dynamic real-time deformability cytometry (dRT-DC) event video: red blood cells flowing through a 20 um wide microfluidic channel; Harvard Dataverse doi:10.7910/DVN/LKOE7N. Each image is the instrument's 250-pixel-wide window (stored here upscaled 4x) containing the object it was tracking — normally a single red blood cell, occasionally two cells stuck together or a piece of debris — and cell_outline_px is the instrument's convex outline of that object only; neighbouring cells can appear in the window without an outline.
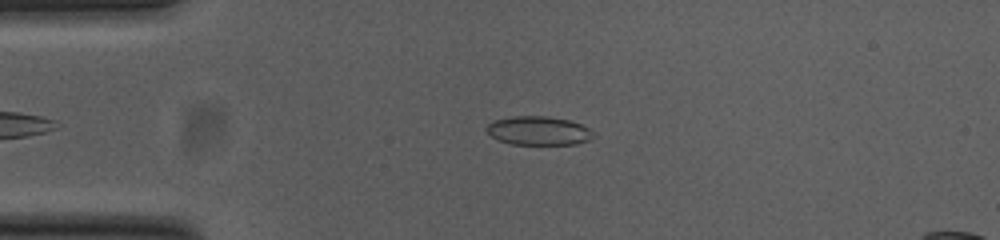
{"species": "common noctule bat (a hibernating species)", "species_latin": "Nyctalus noctula", "temperature_condition": "cold", "stored_images_in_passage": 42, "camera_frame_rate_fps": 3000, "um_per_image_px": 0.085, "animal": {"sex": "female", "body_mass_g": 23.0, "forearm_length_mm": 53.4}, "frame": {"image": 1, "passage_image": 7, "time_ms": 2.0, "image_size_px": [1000, 240], "cell_outline_px": [[596, 136], [588, 140], [576, 144], [512, 144], [500, 140], [492, 136], [484, 128], [492, 120], [512, 116], [548, 116], [568, 120], [580, 124], [596, 132]], "centroid_in_image_um": [45.79, 11.1], "position_along_channel_um": 39.2, "area_um2": 17.98}}
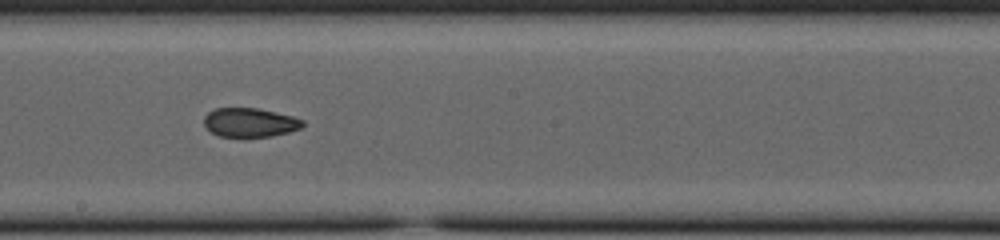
{"frame": {"image": 2, "passage_image": 24, "time_ms": 7.667, "image_size_px": [1000, 240], "cell_outline_px": [[304, 124], [300, 128], [288, 132], [272, 136], [220, 136], [212, 132], [204, 124], [204, 116], [208, 112], [216, 108], [260, 108], [292, 116], [304, 120]], "centroid_in_image_um": [21.25, 10.39], "position_along_channel_um": 226.9, "area_um2": 16.53}}
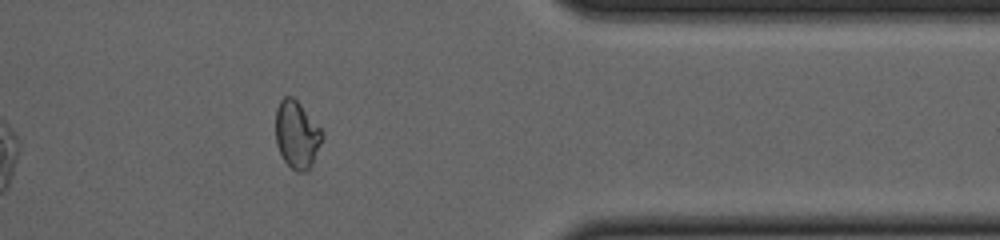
{"frame": {"image": 3, "passage_image": 38, "time_ms": 12.333, "image_size_px": [1000, 240], "cell_outline_px": [[324, 136], [312, 164], [304, 172], [296, 172], [284, 160], [276, 144], [276, 108], [280, 100], [284, 96], [292, 96], [300, 104], [324, 132]], "centroid_in_image_um": [25.23, 11.43], "position_along_channel_um": 386.2, "area_um2": 18.21}, "authors_computed_cell_mechanics": {"area_um2": 17.8602, "velocity_mm_per_s": 3.7955, "shape_relaxation_time_tau1_ms": null, "shape_relaxation_time_tau2_ms": 1.7699, "deformation_change_tau1": null, "deformation_change_tau2": 0.0691}}